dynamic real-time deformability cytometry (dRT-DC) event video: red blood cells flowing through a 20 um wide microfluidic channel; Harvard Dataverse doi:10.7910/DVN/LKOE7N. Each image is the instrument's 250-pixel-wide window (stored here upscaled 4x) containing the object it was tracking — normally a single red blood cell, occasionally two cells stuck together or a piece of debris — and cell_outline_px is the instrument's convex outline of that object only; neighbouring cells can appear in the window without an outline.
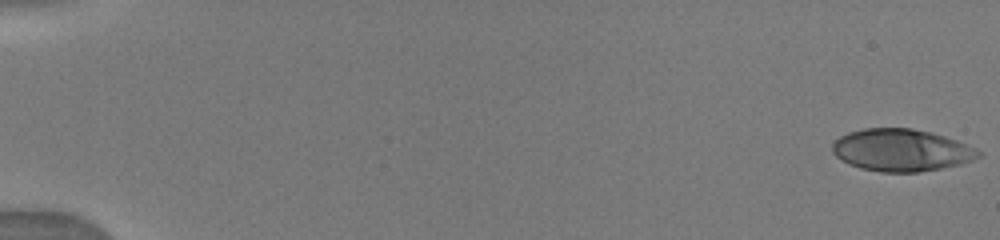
{"species": "human", "species_latin": "Homo sapiens", "temperature_condition": "warm", "stored_images_in_passage": 25, "camera_frame_rate_fps": 3000, "um_per_image_px": 0.085, "donor": {"sex": "male"}, "frame": {"image": 1, "passage_image": 1, "time_ms": 0.0, "image_size_px": [1000, 240], "cell_outline_px": [[980, 156], [972, 160], [960, 164], [940, 168], [916, 172], [880, 172], [860, 168], [848, 164], [836, 156], [832, 152], [832, 144], [840, 136], [848, 132], [864, 128], [912, 128], [932, 132], [956, 140], [976, 148], [980, 152]], "centroid_in_image_um": [76.59, 12.76], "position_along_channel_um": 8.4, "area_um2": 35.89}}
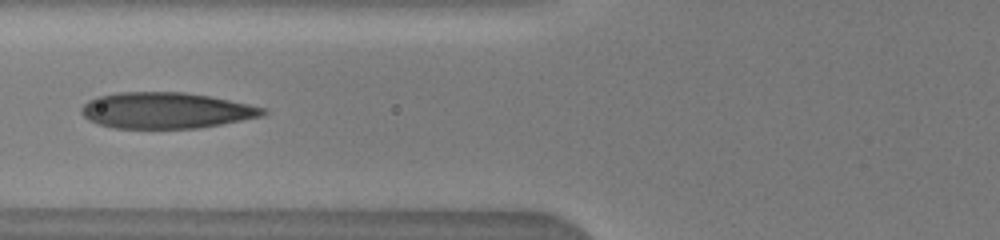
{"frame": {"image": 2, "passage_image": 20, "time_ms": 7.0, "image_size_px": [1000, 240], "cell_outline_px": [[268, 112], [260, 116], [220, 124], [196, 128], [112, 128], [88, 120], [80, 112], [80, 108], [88, 100], [96, 96], [120, 92], [184, 92], [208, 96], [248, 104], [264, 108]], "centroid_in_image_um": [14.03, 9.38], "position_along_channel_um": 111.8, "area_um2": 37.86}}
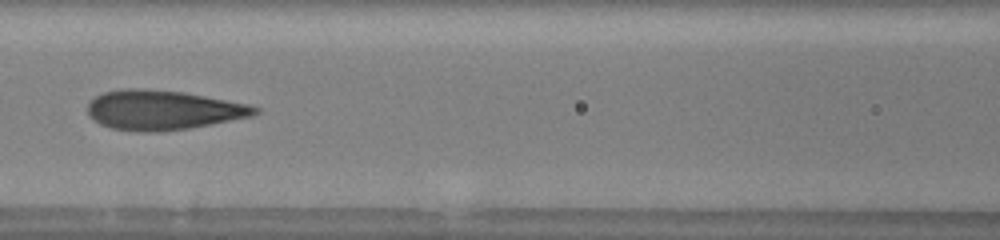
{"frame": {"image": 3, "passage_image": 23, "time_ms": 8.0, "image_size_px": [1000, 240], "cell_outline_px": [[260, 112], [252, 116], [188, 128], [160, 132], [144, 132], [112, 128], [100, 124], [92, 120], [88, 116], [88, 104], [96, 96], [104, 92], [124, 88], [144, 88], [184, 92], [248, 104], [260, 108]], "centroid_in_image_um": [13.83, 9.35], "position_along_channel_um": 152.8, "area_um2": 38.55}}